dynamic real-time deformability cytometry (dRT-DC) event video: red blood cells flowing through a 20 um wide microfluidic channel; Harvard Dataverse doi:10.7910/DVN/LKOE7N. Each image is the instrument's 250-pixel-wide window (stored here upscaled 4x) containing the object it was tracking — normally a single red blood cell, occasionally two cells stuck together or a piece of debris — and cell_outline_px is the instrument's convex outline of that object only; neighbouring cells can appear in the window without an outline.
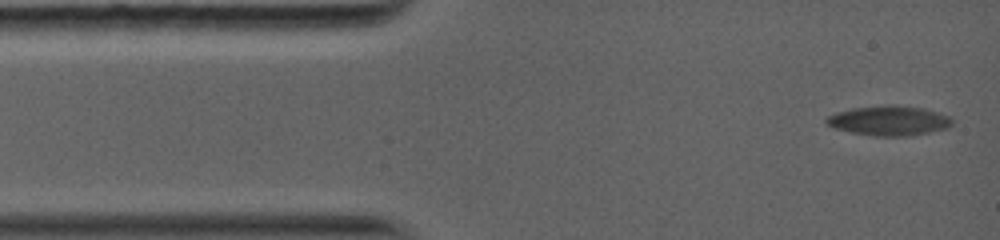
{"species": "common noctule bat (a hibernating species)", "species_latin": "Nyctalus noctula", "temperature_condition": "warm", "stored_images_in_passage": 22, "camera_frame_rate_fps": 5000, "um_per_image_px": 0.085, "animal": {"sex": "female", "body_mass_g": 19.0, "forearm_length_mm": 56.7}, "frame": {"image": 1, "passage_image": 1, "time_ms": 0.0, "image_size_px": [1000, 240], "cell_outline_px": [[952, 124], [948, 128], [912, 136], [872, 136], [852, 132], [836, 128], [828, 124], [824, 120], [828, 116], [836, 112], [852, 108], [888, 104], [892, 104], [924, 108], [948, 116], [952, 120]], "centroid_in_image_um": [75.58, 10.25], "position_along_channel_um": 9.4, "area_um2": 21.85}}
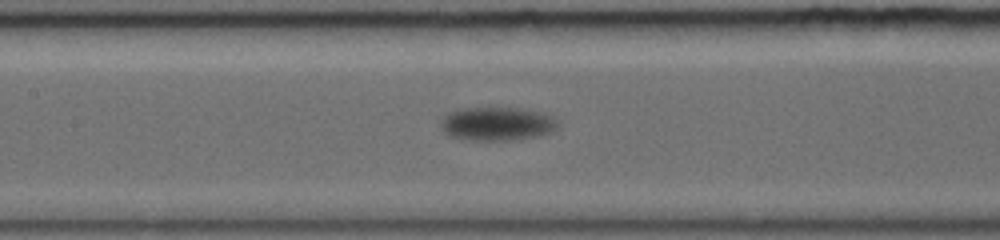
{"frame": {"image": 2, "passage_image": 13, "time_ms": 6.0, "image_size_px": [1000, 240], "cell_outline_px": [[560, 124], [552, 132], [540, 136], [512, 140], [472, 140], [452, 136], [444, 132], [440, 128], [440, 120], [448, 112], [460, 108], [524, 108], [544, 112], [552, 116]], "centroid_in_image_um": [42.28, 10.51], "position_along_channel_um": 165.1, "area_um2": 23.24}}
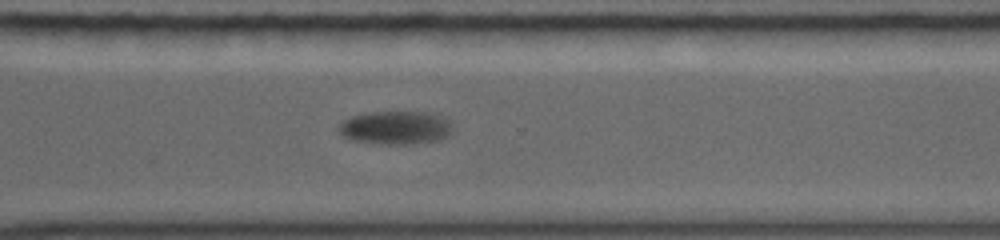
{"frame": {"image": 3, "passage_image": 22, "time_ms": 10.6, "image_size_px": [1000, 240], "cell_outline_px": [[452, 132], [436, 140], [404, 144], [380, 144], [352, 140], [344, 136], [340, 132], [340, 124], [344, 120], [352, 116], [372, 112], [432, 112], [444, 116], [448, 120], [452, 128]], "centroid_in_image_um": [33.64, 10.84], "position_along_channel_um": 337.0, "area_um2": 21.85}}